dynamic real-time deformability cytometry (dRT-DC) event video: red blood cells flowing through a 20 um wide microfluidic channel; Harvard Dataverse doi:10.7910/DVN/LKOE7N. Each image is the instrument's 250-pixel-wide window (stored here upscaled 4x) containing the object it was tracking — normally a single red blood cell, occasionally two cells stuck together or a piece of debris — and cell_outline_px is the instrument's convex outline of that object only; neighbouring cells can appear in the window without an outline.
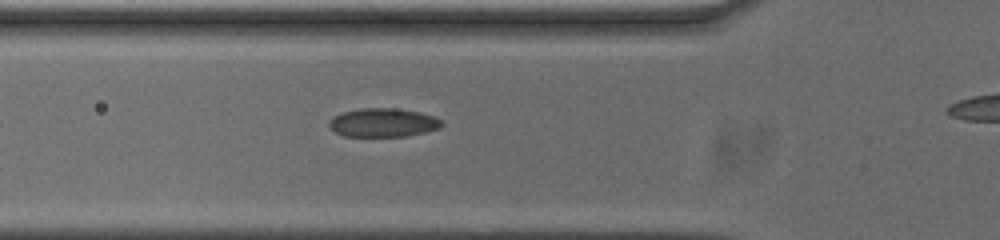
{"species": "common noctule bat (a hibernating species)", "species_latin": "Nyctalus noctula", "temperature_condition": "cold", "stored_images_in_passage": 29, "camera_frame_rate_fps": 3000, "um_per_image_px": 0.085, "animal": {"sex": "male", "body_mass_g": 20.0, "forearm_length_mm": 53.3}, "frame": {"image": 1, "passage_image": 3, "time_ms": 0.667, "image_size_px": [1000, 240], "cell_outline_px": [[444, 124], [440, 128], [408, 136], [344, 136], [336, 132], [328, 124], [328, 120], [332, 116], [344, 112], [360, 108], [396, 108], [420, 112], [432, 116], [440, 120]], "centroid_in_image_um": [32.55, 10.42], "position_along_channel_um": 93.2, "area_um2": 18.79}}
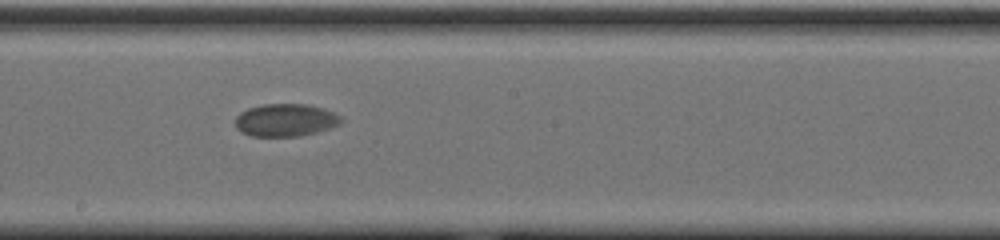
{"frame": {"image": 2, "passage_image": 14, "time_ms": 4.333, "image_size_px": [1000, 240], "cell_outline_px": [[344, 120], [340, 124], [332, 128], [300, 136], [252, 136], [240, 132], [236, 128], [236, 116], [240, 112], [248, 108], [264, 104], [308, 104], [324, 108], [344, 116]], "centroid_in_image_um": [24.32, 10.2], "position_along_channel_um": 223.9, "area_um2": 20.46}}
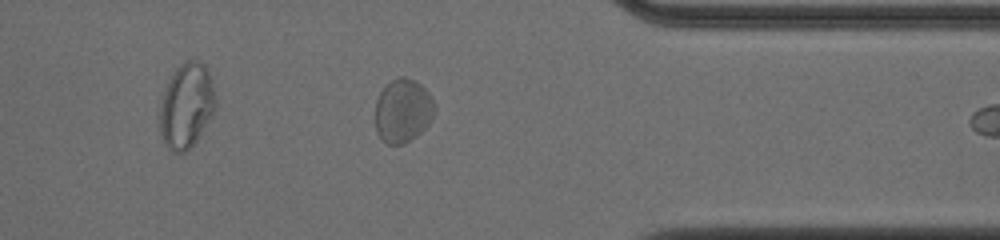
{"frame": {"image": 3, "passage_image": 28, "time_ms": 9.0, "image_size_px": [1000, 240], "cell_outline_px": [[436, 112], [432, 120], [416, 136], [404, 144], [388, 144], [376, 132], [376, 100], [380, 92], [392, 80], [400, 76], [404, 76], [420, 84], [428, 92], [436, 108]], "centroid_in_image_um": [34.26, 9.41], "position_along_channel_um": 377.1, "area_um2": 21.85}}